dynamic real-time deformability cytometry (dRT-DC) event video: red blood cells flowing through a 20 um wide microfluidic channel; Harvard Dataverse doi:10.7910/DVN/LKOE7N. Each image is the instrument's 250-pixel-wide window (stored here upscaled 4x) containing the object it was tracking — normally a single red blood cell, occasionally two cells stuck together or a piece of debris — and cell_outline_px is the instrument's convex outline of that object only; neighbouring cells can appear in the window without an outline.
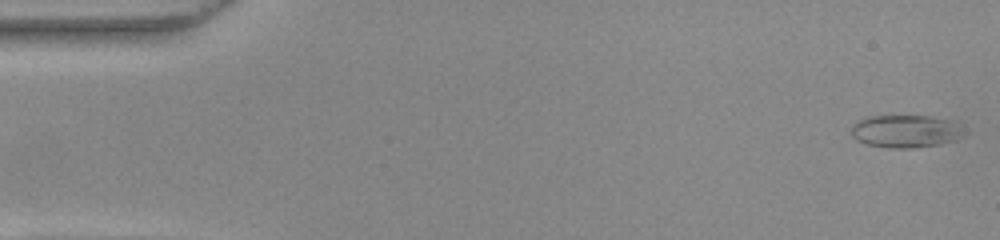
{"species": "common noctule bat (a hibernating species)", "species_latin": "Nyctalus noctula", "temperature_condition": "warm", "stored_images_in_passage": 52, "camera_frame_rate_fps": 3000, "um_per_image_px": 0.085, "animal": {"sex": "female", "body_mass_g": 22.0, "forearm_length_mm": 56.7}, "frame": {"image": 1, "passage_image": 1, "time_ms": 0.0, "image_size_px": [1000, 240], "cell_outline_px": [[960, 136], [956, 140], [940, 144], [912, 148], [888, 148], [868, 144], [856, 140], [852, 136], [852, 124], [856, 120], [864, 116], [928, 116], [952, 120]], "centroid_in_image_um": [76.84, 11.15], "position_along_channel_um": 8.2, "area_um2": 21.15}}
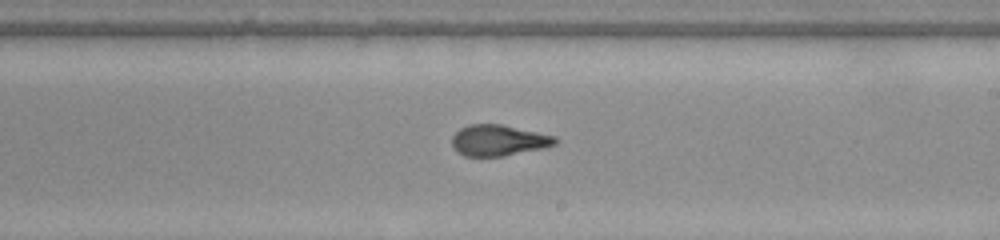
{"frame": {"image": 2, "passage_image": 30, "time_ms": 9.667, "image_size_px": [1000, 240], "cell_outline_px": [[560, 140], [556, 144], [544, 148], [504, 156], [464, 156], [456, 152], [452, 144], [452, 136], [460, 128], [468, 124], [500, 124], [556, 136]], "centroid_in_image_um": [42.38, 11.93], "position_along_channel_um": 246.6, "area_um2": 18.79}}
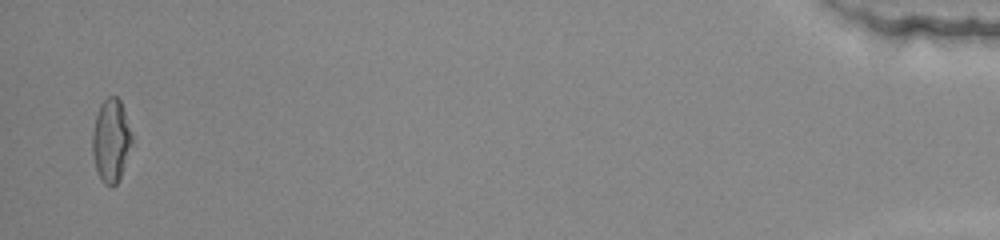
{"frame": {"image": 3, "passage_image": 51, "time_ms": 16.667, "image_size_px": [1000, 240], "cell_outline_px": [[132, 140], [120, 176], [116, 184], [112, 188], [104, 184], [100, 180], [96, 168], [92, 152], [92, 132], [96, 116], [100, 104], [108, 96], [116, 96], [120, 100], [132, 136]], "centroid_in_image_um": [9.4, 11.95], "position_along_channel_um": 425.8, "area_um2": 18.79}, "authors_computed_cell_mechanics": {"area_um2": 19.4208, "velocity_mm_per_s": 3.8795, "shape_relaxation_time_tau1_ms": 4.8981, "shape_relaxation_time_tau2_ms": 1.4317, "deformation_change_tau1": 0.201, "deformation_change_tau2": 0.0934}}